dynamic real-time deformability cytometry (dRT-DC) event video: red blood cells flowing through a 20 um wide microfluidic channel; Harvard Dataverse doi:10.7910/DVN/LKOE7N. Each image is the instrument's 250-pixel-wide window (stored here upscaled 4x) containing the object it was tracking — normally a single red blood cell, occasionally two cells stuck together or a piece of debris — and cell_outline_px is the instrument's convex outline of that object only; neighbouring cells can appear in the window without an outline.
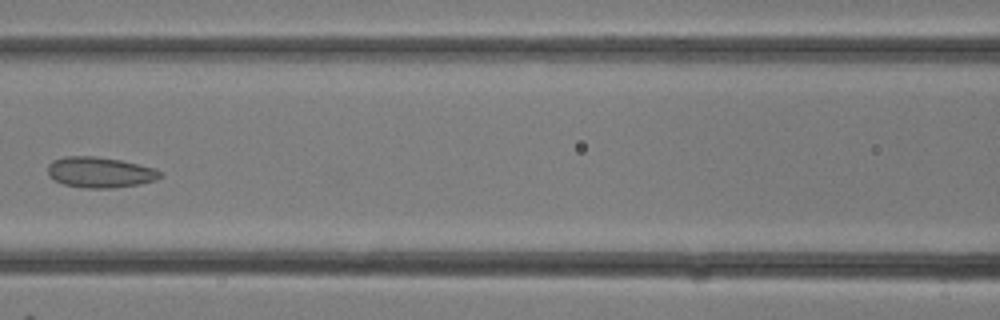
{"species": "common noctule bat (a hibernating species)", "species_latin": "Nyctalus noctula", "temperature_condition": "room temperature", "stored_images_in_passage": 11, "camera_frame_rate_fps": 3000, "um_per_image_px": 0.085, "animal": {"sex": "female"}, "frame": {"image": 1, "passage_image": 10, "time_ms": 3.0, "image_size_px": [1000, 320], "cell_outline_px": [[164, 176], [156, 180], [140, 184], [112, 188], [88, 188], [64, 184], [48, 176], [48, 164], [52, 160], [64, 156], [96, 156], [120, 160], [156, 168]], "centroid_in_image_um": [8.51, 14.64], "position_along_channel_um": 158.1, "area_um2": 20.17}}